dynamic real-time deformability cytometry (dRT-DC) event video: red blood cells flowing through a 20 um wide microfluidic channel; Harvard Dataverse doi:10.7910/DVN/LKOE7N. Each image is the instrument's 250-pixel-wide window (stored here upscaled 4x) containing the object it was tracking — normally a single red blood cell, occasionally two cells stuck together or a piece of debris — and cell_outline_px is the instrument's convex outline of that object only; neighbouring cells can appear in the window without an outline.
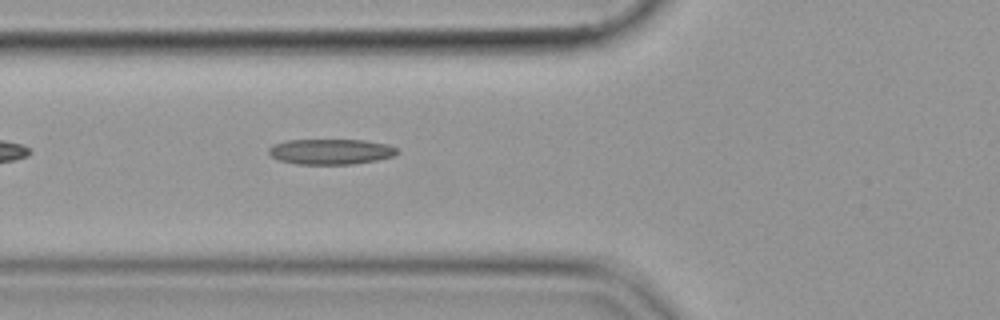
{"species": "common noctule bat (a hibernating species)", "species_latin": "Nyctalus noctula", "temperature_condition": "cold", "stored_images_in_passage": 37, "camera_frame_rate_fps": 3000, "um_per_image_px": 0.085, "animal": {"sex": "female", "body_mass_g": 19.9}, "frame": {"image": 1, "passage_image": 3, "time_ms": 0.667, "image_size_px": [1000, 320], "cell_outline_px": [[400, 152], [392, 156], [376, 160], [352, 164], [296, 164], [276, 160], [268, 152], [268, 148], [272, 144], [288, 140], [364, 140], [388, 144], [396, 148]], "centroid_in_image_um": [28.08, 12.89], "position_along_channel_um": 97.7, "area_um2": 19.13}}
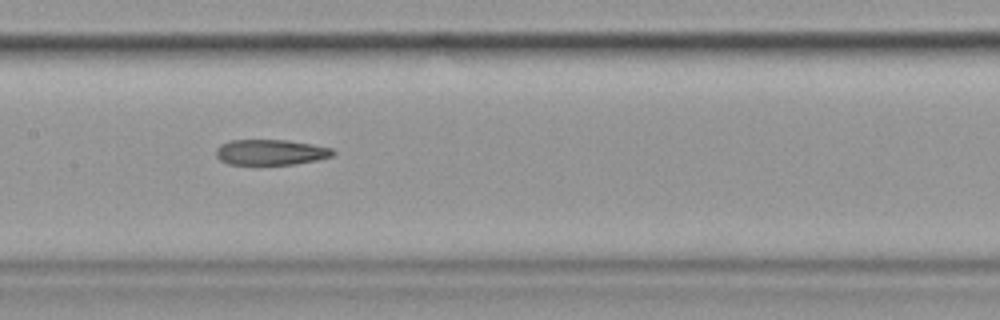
{"frame": {"image": 2, "passage_image": 10, "time_ms": 3.0, "image_size_px": [1000, 320], "cell_outline_px": [[336, 152], [332, 156], [316, 160], [296, 164], [228, 164], [220, 160], [216, 156], [216, 148], [220, 144], [228, 140], [288, 140], [312, 144], [332, 148]], "centroid_in_image_um": [23.0, 12.93], "position_along_channel_um": 184.4, "area_um2": 17.46}}
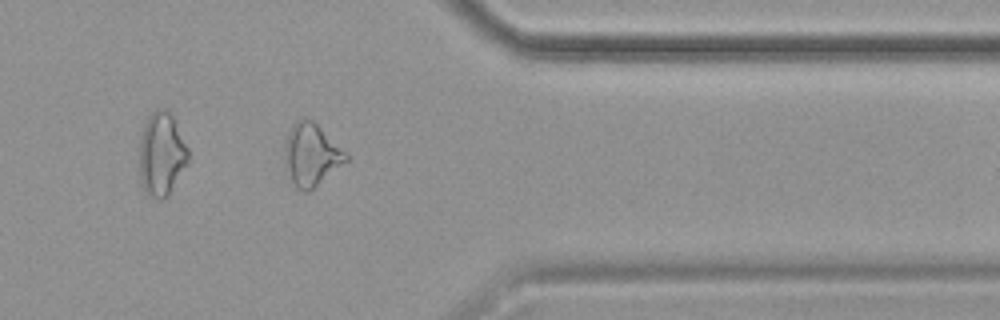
{"frame": {"image": 3, "passage_image": 27, "time_ms": 8.667, "image_size_px": [1000, 320], "cell_outline_px": [[348, 160], [308, 192], [304, 192], [296, 188], [284, 168], [284, 140], [292, 124], [296, 120], [304, 116], [308, 116], [348, 152]], "centroid_in_image_um": [26.43, 13.11], "position_along_channel_um": 385.0, "area_um2": 22.77}}